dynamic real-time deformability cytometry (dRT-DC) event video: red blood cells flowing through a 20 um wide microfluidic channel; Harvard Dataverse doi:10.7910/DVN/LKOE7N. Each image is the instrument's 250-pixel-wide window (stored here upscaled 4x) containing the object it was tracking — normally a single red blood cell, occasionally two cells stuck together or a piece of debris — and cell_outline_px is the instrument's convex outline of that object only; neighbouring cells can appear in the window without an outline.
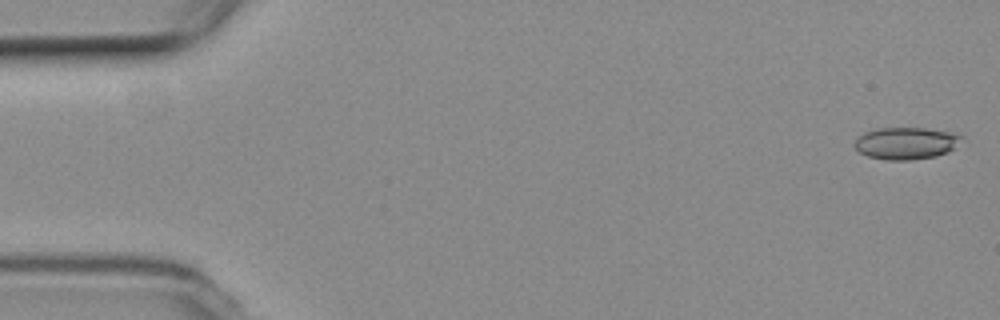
{"species": "common noctule bat (a hibernating species)", "species_latin": "Nyctalus noctula", "temperature_condition": "room temperature", "stored_images_in_passage": 53, "camera_frame_rate_fps": 3000, "um_per_image_px": 0.085, "animal": {"sex": "female", "body_mass_g": 19.3, "forearm_length_mm": 54.1}, "frame": {"image": 1, "passage_image": 1, "time_ms": 0.0, "image_size_px": [1000, 320], "cell_outline_px": [[964, 136], [956, 148], [948, 152], [936, 156], [908, 160], [888, 160], [868, 156], [860, 152], [852, 144], [864, 132], [880, 128], [924, 128], [956, 132]], "centroid_in_image_um": [77.07, 12.17], "position_along_channel_um": 7.9, "area_um2": 20.11}}
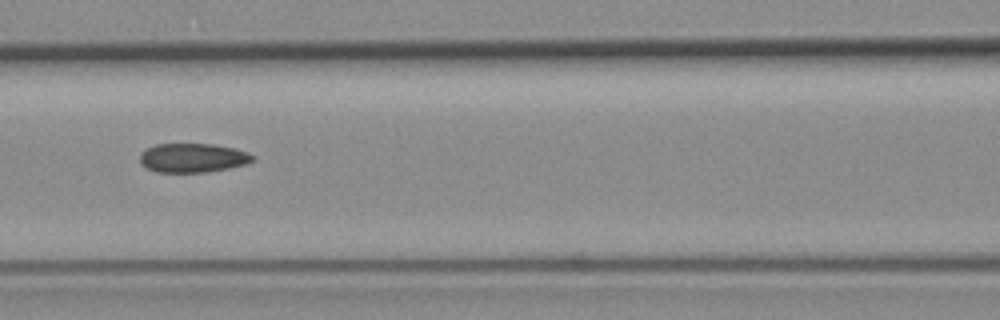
{"frame": {"image": 2, "passage_image": 23, "time_ms": 7.333, "image_size_px": [1000, 320], "cell_outline_px": [[256, 156], [248, 164], [228, 168], [204, 172], [156, 172], [148, 168], [140, 160], [140, 152], [156, 144], [212, 144], [232, 148], [248, 152]], "centroid_in_image_um": [16.4, 13.41], "position_along_channel_um": 150.2, "area_um2": 18.96}}
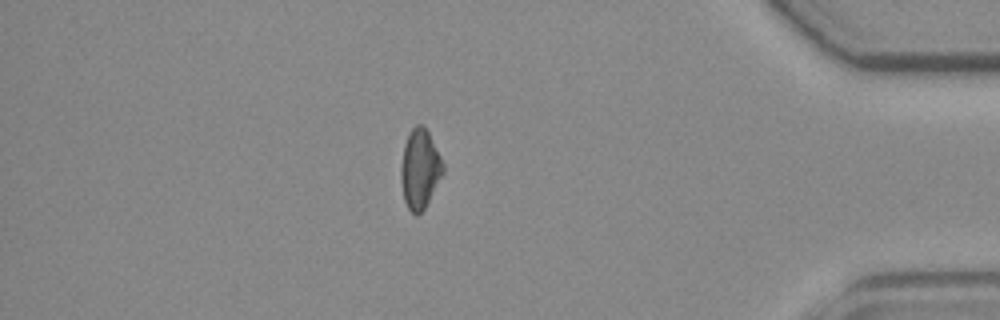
{"frame": {"image": 3, "passage_image": 46, "time_ms": 15.0, "image_size_px": [1000, 320], "cell_outline_px": [[444, 172], [424, 208], [416, 216], [408, 208], [404, 200], [400, 180], [400, 168], [404, 144], [408, 132], [416, 124], [424, 124], [444, 164]], "centroid_in_image_um": [35.67, 14.33], "position_along_channel_um": 399.5, "area_um2": 19.48}, "authors_computed_cell_mechanics": {"area_um2": 19.7098, "velocity_mm_per_s": 3.8038, "shape_relaxation_time_tau1_ms": 10.1077, "shape_relaxation_time_tau2_ms": 2.7425, "deformation_change_tau1": 0.15, "deformation_change_tau2": 0.1016}}